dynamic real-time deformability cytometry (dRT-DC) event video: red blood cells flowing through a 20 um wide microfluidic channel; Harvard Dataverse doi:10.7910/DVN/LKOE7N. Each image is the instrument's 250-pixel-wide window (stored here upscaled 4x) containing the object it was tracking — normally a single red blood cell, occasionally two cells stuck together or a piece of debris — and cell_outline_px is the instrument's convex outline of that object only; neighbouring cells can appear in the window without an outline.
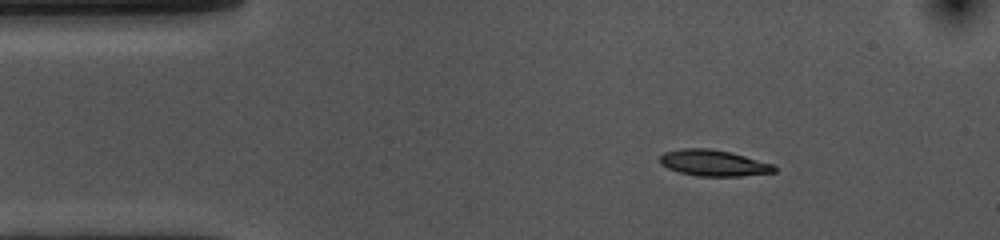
{"species": "common noctule bat (a hibernating species)", "species_latin": "Nyctalus noctula", "temperature_condition": "cold", "stored_images_in_passage": 47, "camera_frame_rate_fps": 3000, "um_per_image_px": 0.085, "animal": {"sex": "female", "body_mass_g": 10.0, "forearm_length_mm": 53.1}, "frame": {"image": 1, "passage_image": 1, "time_ms": 0.0, "image_size_px": [1000, 240], "cell_outline_px": [[776, 172], [740, 176], [700, 176], [680, 172], [668, 168], [660, 164], [660, 156], [664, 152], [684, 148], [708, 148], [732, 152], [772, 164], [776, 168]], "centroid_in_image_um": [60.65, 13.85], "position_along_channel_um": 24.4, "area_um2": 17.34}}
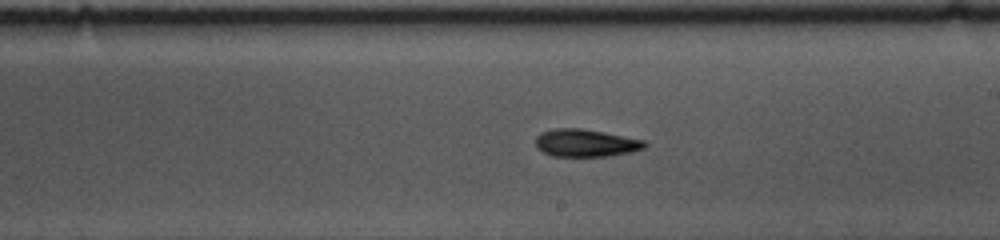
{"frame": {"image": 2, "passage_image": 23, "time_ms": 7.333, "image_size_px": [1000, 240], "cell_outline_px": [[648, 144], [644, 148], [632, 152], [608, 156], [552, 156], [536, 148], [536, 136], [540, 132], [556, 128], [580, 128], [604, 132], [644, 140]], "centroid_in_image_um": [49.78, 12.15], "position_along_channel_um": 239.2, "area_um2": 17.57}}
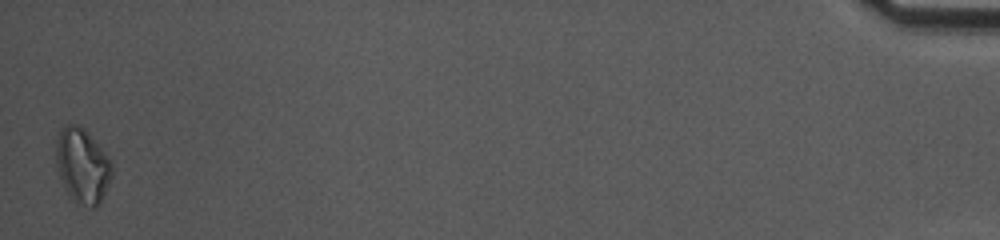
{"frame": {"image": 3, "passage_image": 47, "time_ms": 15.333, "image_size_px": [1000, 240], "cell_outline_px": [[112, 176], [100, 204], [96, 208], [92, 208], [76, 200], [68, 192], [60, 176], [56, 164], [56, 140], [64, 124], [80, 124], [84, 128], [112, 160]], "centroid_in_image_um": [7.03, 14.04], "position_along_channel_um": 428.2, "area_um2": 24.16}, "authors_computed_cell_mechanics": {"area_um2": 17.3978, "velocity_mm_per_s": 3.6123, "shape_relaxation_time_tau1_ms": 4.6613, "shape_relaxation_time_tau2_ms": null, "deformation_change_tau1": 0.1217, "deformation_change_tau2": null}}